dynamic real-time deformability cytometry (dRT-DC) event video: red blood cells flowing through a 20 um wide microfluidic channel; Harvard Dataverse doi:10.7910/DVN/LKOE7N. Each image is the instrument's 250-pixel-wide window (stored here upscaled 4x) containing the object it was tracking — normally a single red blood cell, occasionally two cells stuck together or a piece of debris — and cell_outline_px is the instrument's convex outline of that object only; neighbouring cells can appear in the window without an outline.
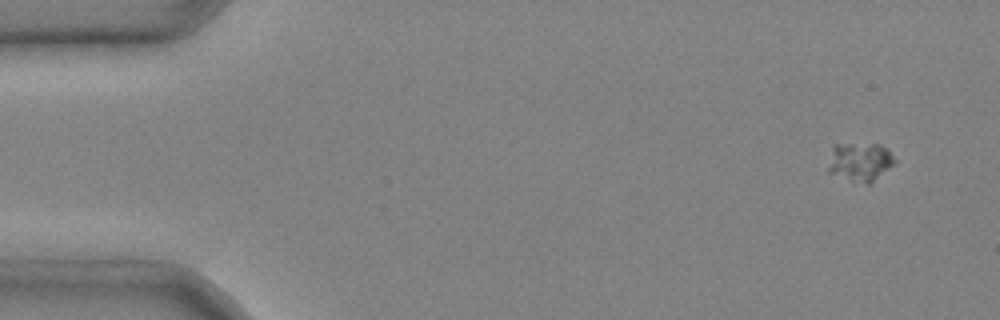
{"species": "common noctule bat (a hibernating species)", "species_latin": "Nyctalus noctula", "temperature_condition": "cold", "stored_images_in_passage": 4, "camera_frame_rate_fps": 3000, "um_per_image_px": 0.085, "animal": {"sex": "male", "body_mass_g": 20.4}, "frame": {"image": 1, "passage_image": 1, "time_ms": 0.0, "image_size_px": [1000, 320], "cell_outline_px": [[896, 160], [892, 164], [868, 184], [852, 180], [828, 172], [828, 168], [832, 144], [880, 144]], "centroid_in_image_um": [73.04, 13.72], "position_along_channel_um": 12.0, "area_um2": 14.39}}